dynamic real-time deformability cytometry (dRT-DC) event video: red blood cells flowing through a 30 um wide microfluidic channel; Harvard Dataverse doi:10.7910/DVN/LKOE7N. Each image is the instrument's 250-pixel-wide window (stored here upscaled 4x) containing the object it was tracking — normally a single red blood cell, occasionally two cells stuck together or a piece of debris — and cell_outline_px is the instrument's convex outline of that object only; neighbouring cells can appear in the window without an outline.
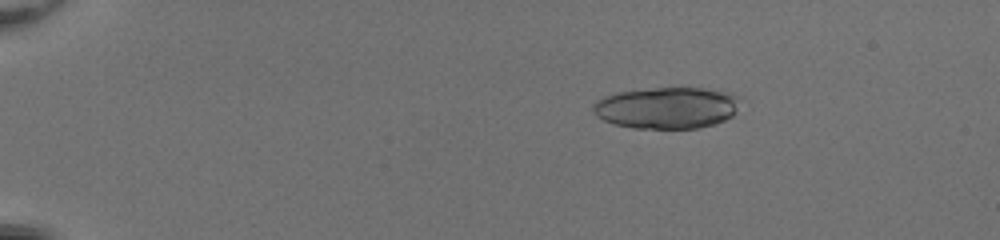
{"species": "common noctule bat (a hibernating species)", "species_latin": "Nyctalus noctula", "temperature_condition": "room temperature", "stored_images_in_passage": 25, "camera_frame_rate_fps": 3000, "um_per_image_px": 0.085, "animal": {"sex": "female", "body_mass_g": 20.0, "forearm_length_mm": 54.0}, "frame": {"image": 1, "passage_image": 10, "time_ms": 3.0, "image_size_px": [1000, 240], "cell_outline_px": [[740, 96], [736, 112], [732, 116], [724, 120], [712, 124], [696, 128], [632, 128], [616, 124], [604, 120], [596, 116], [592, 112], [592, 104], [596, 100], [604, 96], [616, 92], [652, 88], [720, 88], [732, 92]], "centroid_in_image_um": [56.7, 9.14], "position_along_channel_um": 28.3, "area_um2": 36.07}}